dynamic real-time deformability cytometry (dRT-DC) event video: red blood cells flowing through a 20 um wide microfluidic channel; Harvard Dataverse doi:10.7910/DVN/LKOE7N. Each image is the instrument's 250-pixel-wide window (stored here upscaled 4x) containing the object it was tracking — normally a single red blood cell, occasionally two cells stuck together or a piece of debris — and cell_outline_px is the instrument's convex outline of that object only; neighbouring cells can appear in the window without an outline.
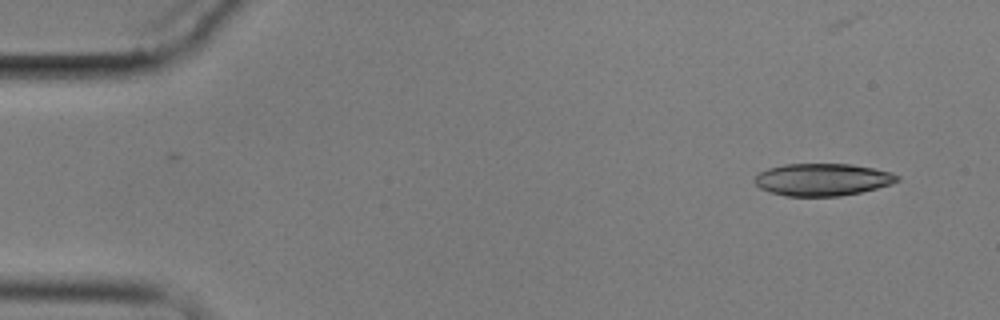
{"species": "common noctule bat (a hibernating species)", "species_latin": "Nyctalus noctula", "temperature_condition": "cold", "stored_images_in_passage": 5, "camera_frame_rate_fps": 3000, "um_per_image_px": 0.085, "animal": {"sex": "male", "body_mass_g": 17.9}, "frame": {"image": 1, "passage_image": 1, "time_ms": 0.0, "image_size_px": [1000, 320], "cell_outline_px": [[900, 180], [892, 184], [860, 192], [840, 196], [784, 196], [768, 192], [760, 188], [752, 180], [760, 172], [768, 168], [784, 164], [852, 164], [892, 172], [900, 176]], "centroid_in_image_um": [69.9, 15.26], "position_along_channel_um": 15.1, "area_um2": 26.99}}